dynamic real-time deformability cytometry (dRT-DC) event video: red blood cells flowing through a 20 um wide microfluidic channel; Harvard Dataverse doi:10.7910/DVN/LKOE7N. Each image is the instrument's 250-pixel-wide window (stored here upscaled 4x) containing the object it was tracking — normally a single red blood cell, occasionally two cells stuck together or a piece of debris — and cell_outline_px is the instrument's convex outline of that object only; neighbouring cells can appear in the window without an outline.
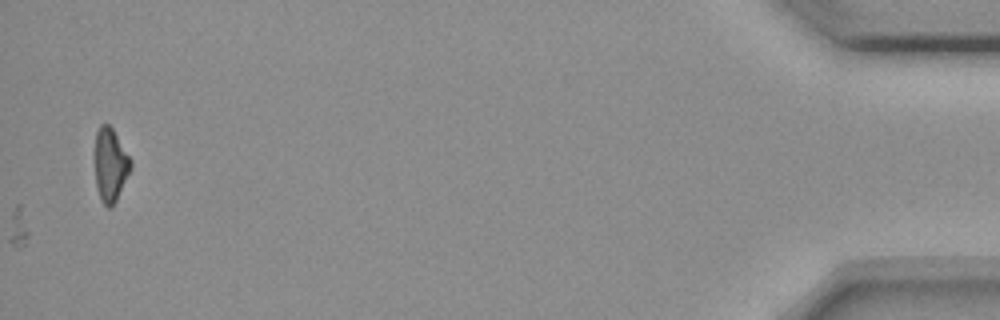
{"species": "common noctule bat (a hibernating species)", "species_latin": "Nyctalus noctula", "temperature_condition": "room temperature", "stored_images_in_passage": 56, "camera_frame_rate_fps": 3000, "um_per_image_px": 0.085, "animal": {"sex": "female", "body_mass_g": 18.4}, "frame": {"image": 1, "passage_image": 56, "time_ms": 18.333, "image_size_px": [1000, 320], "cell_outline_px": [[132, 168], [112, 208], [108, 208], [100, 200], [96, 188], [92, 156], [96, 132], [100, 124], [108, 124], [112, 128], [132, 160]], "centroid_in_image_um": [9.33, 14.01], "position_along_channel_um": 425.9, "area_um2": 16.07}}